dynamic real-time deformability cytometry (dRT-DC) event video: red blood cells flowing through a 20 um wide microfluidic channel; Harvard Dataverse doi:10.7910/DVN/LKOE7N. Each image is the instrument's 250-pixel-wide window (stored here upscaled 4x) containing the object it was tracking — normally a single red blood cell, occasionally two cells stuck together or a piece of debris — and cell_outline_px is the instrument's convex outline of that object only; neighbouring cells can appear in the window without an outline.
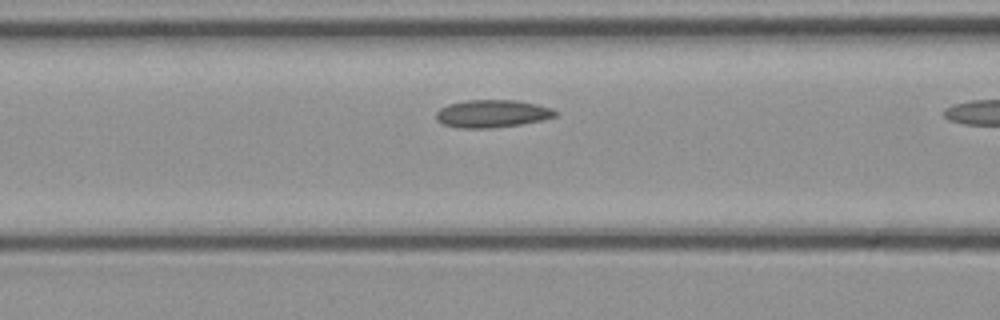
{"species": "common noctule bat (a hibernating species)", "species_latin": "Nyctalus noctula", "temperature_condition": "cold", "stored_images_in_passage": 11, "camera_frame_rate_fps": 3000, "um_per_image_px": 0.085, "animal": {"sex": "female", "body_mass_g": 21.9}, "frame": {"image": 1, "passage_image": 10, "time_ms": 3.0, "image_size_px": [1000, 320], "cell_outline_px": [[560, 112], [556, 116], [544, 120], [520, 124], [488, 128], [456, 128], [440, 124], [436, 120], [436, 112], [440, 108], [448, 104], [464, 100], [516, 100], [536, 104], [552, 108]], "centroid_in_image_um": [41.82, 9.66], "position_along_channel_um": 124.8, "area_um2": 19.48}}